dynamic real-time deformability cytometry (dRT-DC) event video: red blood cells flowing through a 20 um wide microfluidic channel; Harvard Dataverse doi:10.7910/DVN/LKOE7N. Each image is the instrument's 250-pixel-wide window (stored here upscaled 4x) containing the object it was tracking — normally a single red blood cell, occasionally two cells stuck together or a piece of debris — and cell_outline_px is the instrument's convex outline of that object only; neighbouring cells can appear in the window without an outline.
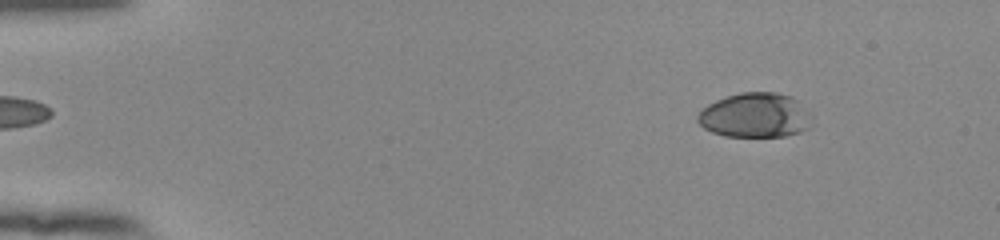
{"species": "human", "species_latin": "Homo sapiens", "temperature_condition": "room temperature", "stored_images_in_passage": 51, "camera_frame_rate_fps": 3000, "um_per_image_px": 0.085, "donor": {"sex": "female"}, "frame": {"image": 1, "passage_image": 3, "time_ms": 0.667, "image_size_px": [1000, 240], "cell_outline_px": [[812, 128], [800, 132], [784, 136], [724, 136], [712, 132], [704, 128], [696, 120], [696, 116], [708, 104], [716, 100], [740, 92], [776, 92], [792, 96], [808, 112]], "centroid_in_image_um": [64.18, 9.8], "position_along_channel_um": 20.8, "area_um2": 29.65}}
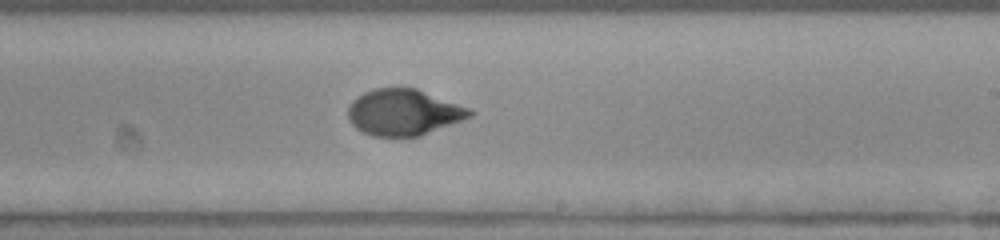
{"frame": {"image": 2, "passage_image": 30, "time_ms": 9.667, "image_size_px": [1000, 240], "cell_outline_px": [[476, 112], [472, 116], [420, 136], [372, 136], [356, 128], [348, 120], [348, 108], [352, 100], [364, 92], [376, 88], [416, 88], [472, 108]], "centroid_in_image_um": [34.33, 9.54], "position_along_channel_um": 254.7, "area_um2": 32.83}}
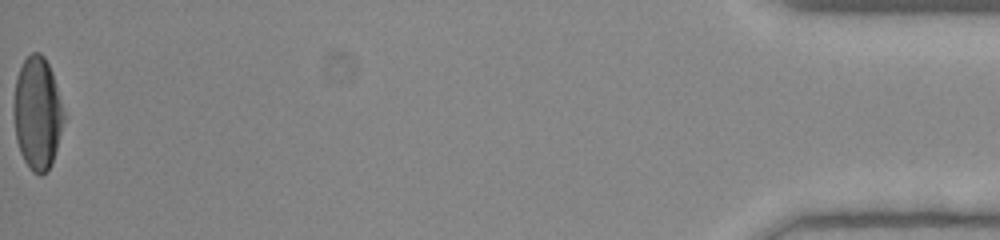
{"frame": {"image": 3, "passage_image": 51, "time_ms": 16.667, "image_size_px": [1000, 240], "cell_outline_px": [[64, 120], [56, 148], [52, 160], [48, 168], [40, 176], [32, 172], [28, 168], [20, 152], [16, 140], [12, 112], [16, 80], [20, 68], [24, 60], [32, 52], [40, 52], [44, 56], [52, 72], [64, 112]], "centroid_in_image_um": [3.15, 9.62], "position_along_channel_um": 432.1, "area_um2": 32.71}, "authors_computed_cell_mechanics": {"area_um2": 32.657, "velocity_mm_per_s": 3.8365, "shape_relaxation_time_tau1_ms": 5.2427, "shape_relaxation_time_tau2_ms": 0.9532, "deformation_change_tau1": 0.2201, "deformation_change_tau2": 0.0443}}